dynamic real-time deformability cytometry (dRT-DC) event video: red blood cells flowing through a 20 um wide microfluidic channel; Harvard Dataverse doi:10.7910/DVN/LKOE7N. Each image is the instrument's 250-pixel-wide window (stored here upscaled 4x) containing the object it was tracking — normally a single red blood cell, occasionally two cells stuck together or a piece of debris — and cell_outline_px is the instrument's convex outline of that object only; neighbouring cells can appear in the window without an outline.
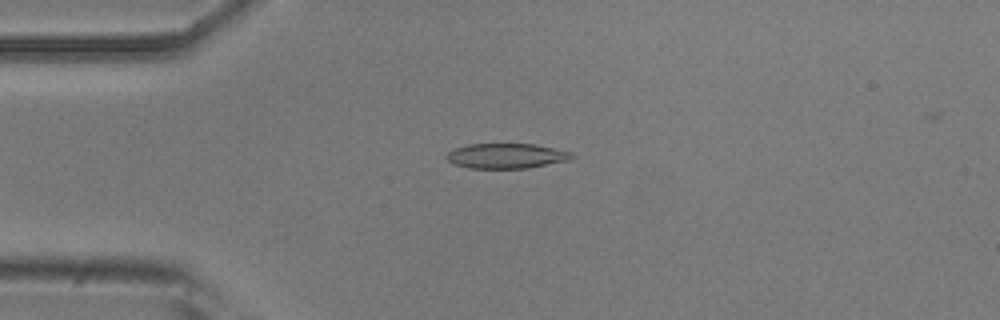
{"species": "common noctule bat (a hibernating species)", "species_latin": "Nyctalus noctula", "temperature_condition": "room temperature", "stored_images_in_passage": 53, "camera_frame_rate_fps": 3000, "um_per_image_px": 0.085, "animal": {"sex": "male", "body_mass_g": 20.5, "forearm_length_mm": 52.5}, "frame": {"image": 1, "passage_image": 13, "time_ms": 4.0, "image_size_px": [1000, 320], "cell_outline_px": [[576, 156], [568, 160], [528, 168], [468, 168], [452, 164], [444, 156], [448, 152], [456, 148], [468, 144], [536, 144], [572, 152]], "centroid_in_image_um": [43.03, 13.25], "position_along_channel_um": 42.0, "area_um2": 18.32}}
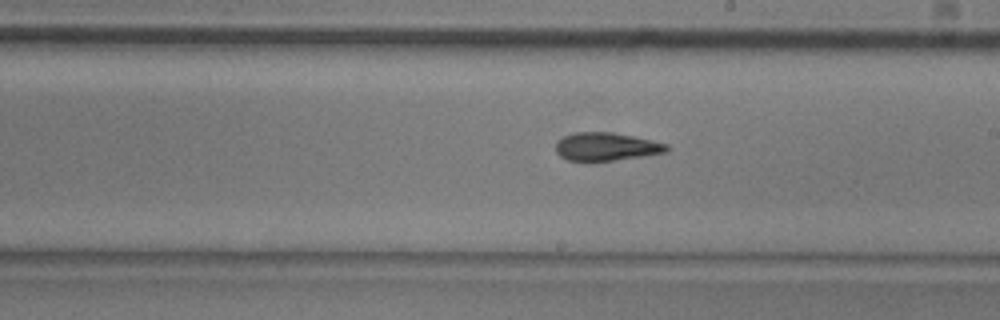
{"frame": {"image": 2, "passage_image": 30, "time_ms": 9.667, "image_size_px": [1000, 320], "cell_outline_px": [[672, 148], [668, 152], [592, 164], [568, 160], [560, 156], [556, 152], [556, 140], [572, 132], [612, 132], [652, 140], [668, 144]], "centroid_in_image_um": [51.51, 12.5], "position_along_channel_um": 237.5, "area_um2": 18.96}}
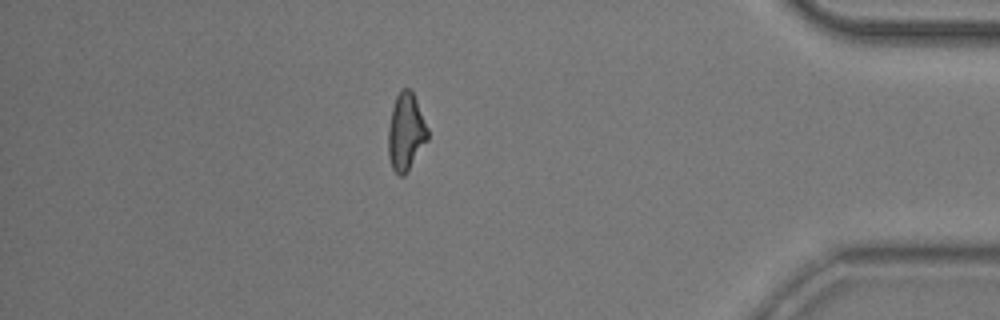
{"frame": {"image": 3, "passage_image": 46, "time_ms": 15.0, "image_size_px": [1000, 320], "cell_outline_px": [[428, 140], [404, 176], [400, 176], [392, 168], [388, 156], [388, 128], [392, 108], [396, 96], [400, 88], [408, 88], [412, 92], [416, 100], [428, 128]], "centroid_in_image_um": [34.49, 11.21], "position_along_channel_um": 400.7, "area_um2": 17.74}, "authors_computed_cell_mechanics": {"area_um2": 18.4382, "velocity_mm_per_s": 3.8097, "shape_relaxation_time_tau1_ms": 3.7198, "shape_relaxation_time_tau2_ms": 3.5899, "deformation_change_tau1": 0.1314, "deformation_change_tau2": 0.1184}}